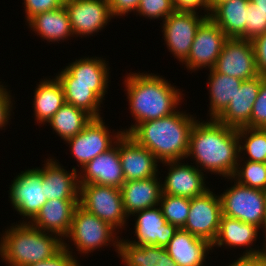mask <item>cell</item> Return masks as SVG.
Here are the masks:
<instances>
[{"instance_id": "32", "label": "cell", "mask_w": 266, "mask_h": 266, "mask_svg": "<svg viewBox=\"0 0 266 266\" xmlns=\"http://www.w3.org/2000/svg\"><path fill=\"white\" fill-rule=\"evenodd\" d=\"M65 103L74 105L88 113L92 118L101 117L103 100L94 92V85L62 84Z\"/></svg>"}, {"instance_id": "20", "label": "cell", "mask_w": 266, "mask_h": 266, "mask_svg": "<svg viewBox=\"0 0 266 266\" xmlns=\"http://www.w3.org/2000/svg\"><path fill=\"white\" fill-rule=\"evenodd\" d=\"M79 184H98L121 188L125 182L118 151V141L108 151L97 155L78 173Z\"/></svg>"}, {"instance_id": "16", "label": "cell", "mask_w": 266, "mask_h": 266, "mask_svg": "<svg viewBox=\"0 0 266 266\" xmlns=\"http://www.w3.org/2000/svg\"><path fill=\"white\" fill-rule=\"evenodd\" d=\"M182 160L163 162L168 166V173L164 182H161L162 194L194 198L204 194L210 188L205 183L204 172L196 166L181 163ZM167 164V165H166Z\"/></svg>"}, {"instance_id": "5", "label": "cell", "mask_w": 266, "mask_h": 266, "mask_svg": "<svg viewBox=\"0 0 266 266\" xmlns=\"http://www.w3.org/2000/svg\"><path fill=\"white\" fill-rule=\"evenodd\" d=\"M87 212L108 223L116 231L125 228L128 216L120 188L98 184H79V203ZM126 224V225H125Z\"/></svg>"}, {"instance_id": "4", "label": "cell", "mask_w": 266, "mask_h": 266, "mask_svg": "<svg viewBox=\"0 0 266 266\" xmlns=\"http://www.w3.org/2000/svg\"><path fill=\"white\" fill-rule=\"evenodd\" d=\"M18 223H12L0 237V257L8 266H29L47 260L64 247L60 236L35 228L29 222Z\"/></svg>"}, {"instance_id": "42", "label": "cell", "mask_w": 266, "mask_h": 266, "mask_svg": "<svg viewBox=\"0 0 266 266\" xmlns=\"http://www.w3.org/2000/svg\"><path fill=\"white\" fill-rule=\"evenodd\" d=\"M259 75L266 77V33L252 40Z\"/></svg>"}, {"instance_id": "33", "label": "cell", "mask_w": 266, "mask_h": 266, "mask_svg": "<svg viewBox=\"0 0 266 266\" xmlns=\"http://www.w3.org/2000/svg\"><path fill=\"white\" fill-rule=\"evenodd\" d=\"M237 134L240 155L246 152L248 156L245 161L266 163V129L242 127L237 129Z\"/></svg>"}, {"instance_id": "38", "label": "cell", "mask_w": 266, "mask_h": 266, "mask_svg": "<svg viewBox=\"0 0 266 266\" xmlns=\"http://www.w3.org/2000/svg\"><path fill=\"white\" fill-rule=\"evenodd\" d=\"M250 128L266 129V77H262L261 87L252 107Z\"/></svg>"}, {"instance_id": "14", "label": "cell", "mask_w": 266, "mask_h": 266, "mask_svg": "<svg viewBox=\"0 0 266 266\" xmlns=\"http://www.w3.org/2000/svg\"><path fill=\"white\" fill-rule=\"evenodd\" d=\"M64 6L76 37L93 36L113 18L107 0H65Z\"/></svg>"}, {"instance_id": "13", "label": "cell", "mask_w": 266, "mask_h": 266, "mask_svg": "<svg viewBox=\"0 0 266 266\" xmlns=\"http://www.w3.org/2000/svg\"><path fill=\"white\" fill-rule=\"evenodd\" d=\"M228 37L220 27L208 17L198 28L188 58L182 63L192 72L198 69L211 70L220 55ZM208 66V67H207ZM194 70V71H193Z\"/></svg>"}, {"instance_id": "2", "label": "cell", "mask_w": 266, "mask_h": 266, "mask_svg": "<svg viewBox=\"0 0 266 266\" xmlns=\"http://www.w3.org/2000/svg\"><path fill=\"white\" fill-rule=\"evenodd\" d=\"M127 77V78H126ZM124 78L130 113L135 124L123 129L128 134L137 124L156 120L177 111L184 95L163 76L130 72Z\"/></svg>"}, {"instance_id": "12", "label": "cell", "mask_w": 266, "mask_h": 266, "mask_svg": "<svg viewBox=\"0 0 266 266\" xmlns=\"http://www.w3.org/2000/svg\"><path fill=\"white\" fill-rule=\"evenodd\" d=\"M212 69L215 72L241 80L259 76L252 41L228 38Z\"/></svg>"}, {"instance_id": "44", "label": "cell", "mask_w": 266, "mask_h": 266, "mask_svg": "<svg viewBox=\"0 0 266 266\" xmlns=\"http://www.w3.org/2000/svg\"><path fill=\"white\" fill-rule=\"evenodd\" d=\"M176 11H193L197 12L198 9L204 10L207 17L210 16V3L209 0H172Z\"/></svg>"}, {"instance_id": "46", "label": "cell", "mask_w": 266, "mask_h": 266, "mask_svg": "<svg viewBox=\"0 0 266 266\" xmlns=\"http://www.w3.org/2000/svg\"><path fill=\"white\" fill-rule=\"evenodd\" d=\"M266 15V0H249Z\"/></svg>"}, {"instance_id": "30", "label": "cell", "mask_w": 266, "mask_h": 266, "mask_svg": "<svg viewBox=\"0 0 266 266\" xmlns=\"http://www.w3.org/2000/svg\"><path fill=\"white\" fill-rule=\"evenodd\" d=\"M209 117L216 119L229 105L243 80L209 70Z\"/></svg>"}, {"instance_id": "40", "label": "cell", "mask_w": 266, "mask_h": 266, "mask_svg": "<svg viewBox=\"0 0 266 266\" xmlns=\"http://www.w3.org/2000/svg\"><path fill=\"white\" fill-rule=\"evenodd\" d=\"M25 19L28 22L32 17L42 12L51 11L64 5L65 0H23Z\"/></svg>"}, {"instance_id": "43", "label": "cell", "mask_w": 266, "mask_h": 266, "mask_svg": "<svg viewBox=\"0 0 266 266\" xmlns=\"http://www.w3.org/2000/svg\"><path fill=\"white\" fill-rule=\"evenodd\" d=\"M113 18L127 16L129 12L136 13L140 0H107Z\"/></svg>"}, {"instance_id": "3", "label": "cell", "mask_w": 266, "mask_h": 266, "mask_svg": "<svg viewBox=\"0 0 266 266\" xmlns=\"http://www.w3.org/2000/svg\"><path fill=\"white\" fill-rule=\"evenodd\" d=\"M196 117L183 110L137 124L127 135L147 148L160 162L183 160L189 151L190 132Z\"/></svg>"}, {"instance_id": "48", "label": "cell", "mask_w": 266, "mask_h": 266, "mask_svg": "<svg viewBox=\"0 0 266 266\" xmlns=\"http://www.w3.org/2000/svg\"><path fill=\"white\" fill-rule=\"evenodd\" d=\"M265 200H266V190H265ZM264 241H266V221H265V229H264Z\"/></svg>"}, {"instance_id": "26", "label": "cell", "mask_w": 266, "mask_h": 266, "mask_svg": "<svg viewBox=\"0 0 266 266\" xmlns=\"http://www.w3.org/2000/svg\"><path fill=\"white\" fill-rule=\"evenodd\" d=\"M28 27L37 36L47 40L49 43H59L73 37V31L65 6L42 12L32 17L28 22ZM69 37V38H68Z\"/></svg>"}, {"instance_id": "27", "label": "cell", "mask_w": 266, "mask_h": 266, "mask_svg": "<svg viewBox=\"0 0 266 266\" xmlns=\"http://www.w3.org/2000/svg\"><path fill=\"white\" fill-rule=\"evenodd\" d=\"M248 3L249 0L224 1L211 11L209 17L228 38L245 39Z\"/></svg>"}, {"instance_id": "11", "label": "cell", "mask_w": 266, "mask_h": 266, "mask_svg": "<svg viewBox=\"0 0 266 266\" xmlns=\"http://www.w3.org/2000/svg\"><path fill=\"white\" fill-rule=\"evenodd\" d=\"M221 216L220 196L209 189L191 199L189 215L182 229L213 244L219 231Z\"/></svg>"}, {"instance_id": "6", "label": "cell", "mask_w": 266, "mask_h": 266, "mask_svg": "<svg viewBox=\"0 0 266 266\" xmlns=\"http://www.w3.org/2000/svg\"><path fill=\"white\" fill-rule=\"evenodd\" d=\"M234 185L221 193L222 215L265 229L266 200L265 191L239 184L233 178Z\"/></svg>"}, {"instance_id": "17", "label": "cell", "mask_w": 266, "mask_h": 266, "mask_svg": "<svg viewBox=\"0 0 266 266\" xmlns=\"http://www.w3.org/2000/svg\"><path fill=\"white\" fill-rule=\"evenodd\" d=\"M260 228L256 225L242 222L238 219L228 218L224 215L220 219V227L212 247H245L240 258H260L266 256V241L262 249L252 248L257 240Z\"/></svg>"}, {"instance_id": "28", "label": "cell", "mask_w": 266, "mask_h": 266, "mask_svg": "<svg viewBox=\"0 0 266 266\" xmlns=\"http://www.w3.org/2000/svg\"><path fill=\"white\" fill-rule=\"evenodd\" d=\"M42 79L34 92V117L36 122L45 124L65 104L64 90L56 76Z\"/></svg>"}, {"instance_id": "36", "label": "cell", "mask_w": 266, "mask_h": 266, "mask_svg": "<svg viewBox=\"0 0 266 266\" xmlns=\"http://www.w3.org/2000/svg\"><path fill=\"white\" fill-rule=\"evenodd\" d=\"M175 11L172 0H140L136 11L137 16L164 21Z\"/></svg>"}, {"instance_id": "37", "label": "cell", "mask_w": 266, "mask_h": 266, "mask_svg": "<svg viewBox=\"0 0 266 266\" xmlns=\"http://www.w3.org/2000/svg\"><path fill=\"white\" fill-rule=\"evenodd\" d=\"M247 10L245 40L252 41L255 37L266 33V15L250 1Z\"/></svg>"}, {"instance_id": "18", "label": "cell", "mask_w": 266, "mask_h": 266, "mask_svg": "<svg viewBox=\"0 0 266 266\" xmlns=\"http://www.w3.org/2000/svg\"><path fill=\"white\" fill-rule=\"evenodd\" d=\"M118 151L125 181L158 176L160 162L147 148L138 145L129 135L123 134L118 140Z\"/></svg>"}, {"instance_id": "21", "label": "cell", "mask_w": 266, "mask_h": 266, "mask_svg": "<svg viewBox=\"0 0 266 266\" xmlns=\"http://www.w3.org/2000/svg\"><path fill=\"white\" fill-rule=\"evenodd\" d=\"M262 76L243 80L228 107L216 118L220 123L238 129L250 128L252 107L258 96Z\"/></svg>"}, {"instance_id": "8", "label": "cell", "mask_w": 266, "mask_h": 266, "mask_svg": "<svg viewBox=\"0 0 266 266\" xmlns=\"http://www.w3.org/2000/svg\"><path fill=\"white\" fill-rule=\"evenodd\" d=\"M9 186V200L13 208L26 219L22 222H30L47 201L45 183L42 181V168H28L21 171Z\"/></svg>"}, {"instance_id": "23", "label": "cell", "mask_w": 266, "mask_h": 266, "mask_svg": "<svg viewBox=\"0 0 266 266\" xmlns=\"http://www.w3.org/2000/svg\"><path fill=\"white\" fill-rule=\"evenodd\" d=\"M78 203L79 200H47L29 223L44 232L54 233L64 240L71 229L73 213Z\"/></svg>"}, {"instance_id": "1", "label": "cell", "mask_w": 266, "mask_h": 266, "mask_svg": "<svg viewBox=\"0 0 266 266\" xmlns=\"http://www.w3.org/2000/svg\"><path fill=\"white\" fill-rule=\"evenodd\" d=\"M188 157L201 172L232 178L240 158L237 129L217 119H197L190 132Z\"/></svg>"}, {"instance_id": "34", "label": "cell", "mask_w": 266, "mask_h": 266, "mask_svg": "<svg viewBox=\"0 0 266 266\" xmlns=\"http://www.w3.org/2000/svg\"><path fill=\"white\" fill-rule=\"evenodd\" d=\"M190 201L186 197L161 194L159 207L166 221L181 229L189 215Z\"/></svg>"}, {"instance_id": "39", "label": "cell", "mask_w": 266, "mask_h": 266, "mask_svg": "<svg viewBox=\"0 0 266 266\" xmlns=\"http://www.w3.org/2000/svg\"><path fill=\"white\" fill-rule=\"evenodd\" d=\"M69 243L64 240V247L54 256L47 260L30 264L29 266H81L79 260L75 259Z\"/></svg>"}, {"instance_id": "45", "label": "cell", "mask_w": 266, "mask_h": 266, "mask_svg": "<svg viewBox=\"0 0 266 266\" xmlns=\"http://www.w3.org/2000/svg\"><path fill=\"white\" fill-rule=\"evenodd\" d=\"M228 266H266V256L260 258H239Z\"/></svg>"}, {"instance_id": "35", "label": "cell", "mask_w": 266, "mask_h": 266, "mask_svg": "<svg viewBox=\"0 0 266 266\" xmlns=\"http://www.w3.org/2000/svg\"><path fill=\"white\" fill-rule=\"evenodd\" d=\"M240 155L236 171L232 178L236 180L239 184L266 190V163L255 162V161H244ZM244 161V162H242ZM243 165H242V163ZM241 163V165H240Z\"/></svg>"}, {"instance_id": "31", "label": "cell", "mask_w": 266, "mask_h": 266, "mask_svg": "<svg viewBox=\"0 0 266 266\" xmlns=\"http://www.w3.org/2000/svg\"><path fill=\"white\" fill-rule=\"evenodd\" d=\"M92 119L85 111L65 103L47 124L52 127L56 135L66 141L81 132Z\"/></svg>"}, {"instance_id": "22", "label": "cell", "mask_w": 266, "mask_h": 266, "mask_svg": "<svg viewBox=\"0 0 266 266\" xmlns=\"http://www.w3.org/2000/svg\"><path fill=\"white\" fill-rule=\"evenodd\" d=\"M42 167V181L45 183L46 200H79V177L75 166L65 170L54 158H46Z\"/></svg>"}, {"instance_id": "15", "label": "cell", "mask_w": 266, "mask_h": 266, "mask_svg": "<svg viewBox=\"0 0 266 266\" xmlns=\"http://www.w3.org/2000/svg\"><path fill=\"white\" fill-rule=\"evenodd\" d=\"M94 57L76 59L56 74V77L61 84L94 85V92L104 100L109 88L110 67L102 57Z\"/></svg>"}, {"instance_id": "29", "label": "cell", "mask_w": 266, "mask_h": 266, "mask_svg": "<svg viewBox=\"0 0 266 266\" xmlns=\"http://www.w3.org/2000/svg\"><path fill=\"white\" fill-rule=\"evenodd\" d=\"M118 255L125 266H178L165 247L137 246L124 237L119 239Z\"/></svg>"}, {"instance_id": "24", "label": "cell", "mask_w": 266, "mask_h": 266, "mask_svg": "<svg viewBox=\"0 0 266 266\" xmlns=\"http://www.w3.org/2000/svg\"><path fill=\"white\" fill-rule=\"evenodd\" d=\"M161 177L125 181L121 186L124 210L128 217L136 212L159 206ZM159 180V181H158Z\"/></svg>"}, {"instance_id": "10", "label": "cell", "mask_w": 266, "mask_h": 266, "mask_svg": "<svg viewBox=\"0 0 266 266\" xmlns=\"http://www.w3.org/2000/svg\"><path fill=\"white\" fill-rule=\"evenodd\" d=\"M193 11H174L162 23L163 39L171 54L183 63L191 50L199 26L208 18Z\"/></svg>"}, {"instance_id": "9", "label": "cell", "mask_w": 266, "mask_h": 266, "mask_svg": "<svg viewBox=\"0 0 266 266\" xmlns=\"http://www.w3.org/2000/svg\"><path fill=\"white\" fill-rule=\"evenodd\" d=\"M108 129L103 117L93 118L81 132L65 141L71 149V155L73 154L79 163L80 169L97 155L112 148L124 134L122 129L115 134Z\"/></svg>"}, {"instance_id": "19", "label": "cell", "mask_w": 266, "mask_h": 266, "mask_svg": "<svg viewBox=\"0 0 266 266\" xmlns=\"http://www.w3.org/2000/svg\"><path fill=\"white\" fill-rule=\"evenodd\" d=\"M135 219V240L126 241L137 245H153L165 247L173 238L177 227L168 223L160 207H153L136 212L132 215Z\"/></svg>"}, {"instance_id": "41", "label": "cell", "mask_w": 266, "mask_h": 266, "mask_svg": "<svg viewBox=\"0 0 266 266\" xmlns=\"http://www.w3.org/2000/svg\"><path fill=\"white\" fill-rule=\"evenodd\" d=\"M6 87L2 83L0 84V129H5L6 125L10 122L11 111L14 108L12 106L13 102H15L12 100L13 97Z\"/></svg>"}, {"instance_id": "25", "label": "cell", "mask_w": 266, "mask_h": 266, "mask_svg": "<svg viewBox=\"0 0 266 266\" xmlns=\"http://www.w3.org/2000/svg\"><path fill=\"white\" fill-rule=\"evenodd\" d=\"M165 248L178 266H205L209 251L214 249L210 242L182 228L177 229Z\"/></svg>"}, {"instance_id": "47", "label": "cell", "mask_w": 266, "mask_h": 266, "mask_svg": "<svg viewBox=\"0 0 266 266\" xmlns=\"http://www.w3.org/2000/svg\"><path fill=\"white\" fill-rule=\"evenodd\" d=\"M227 0H209L210 3V11H212L219 3H222Z\"/></svg>"}, {"instance_id": "7", "label": "cell", "mask_w": 266, "mask_h": 266, "mask_svg": "<svg viewBox=\"0 0 266 266\" xmlns=\"http://www.w3.org/2000/svg\"><path fill=\"white\" fill-rule=\"evenodd\" d=\"M117 233L108 223L78 205L74 210L71 229L66 238L74 243L71 245H75L79 254L86 255L110 244L116 248L115 251L118 254Z\"/></svg>"}]
</instances>
